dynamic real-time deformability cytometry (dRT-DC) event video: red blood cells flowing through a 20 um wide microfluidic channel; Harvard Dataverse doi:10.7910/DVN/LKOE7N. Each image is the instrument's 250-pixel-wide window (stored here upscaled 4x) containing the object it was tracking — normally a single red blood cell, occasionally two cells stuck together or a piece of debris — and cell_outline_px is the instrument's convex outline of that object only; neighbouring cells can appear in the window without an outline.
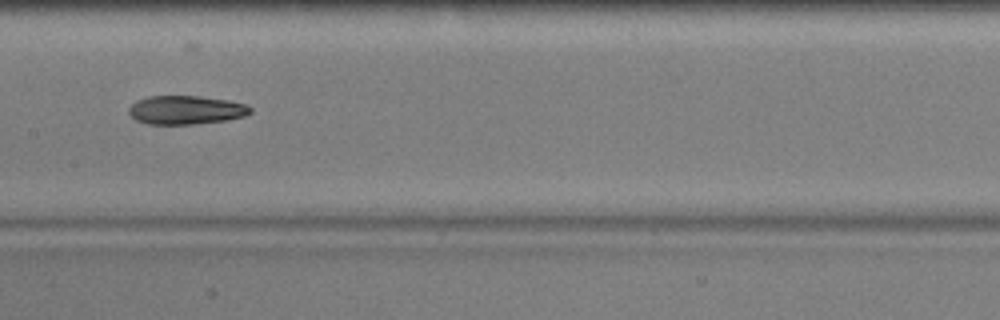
{"species": "common noctule bat (a hibernating species)", "species_latin": "Nyctalus noctula", "temperature_condition": "warm", "stored_images_in_passage": 38, "camera_frame_rate_fps": 3000, "um_per_image_px": 0.085, "animal": {"sex": "male", "body_mass_g": 17.9, "forearm_length_mm": 54.2}, "frame": {"image": 1, "passage_image": 12, "time_ms": 3.667, "image_size_px": [1000, 320], "cell_outline_px": [[252, 112], [244, 116], [228, 120], [196, 124], [148, 124], [136, 120], [128, 112], [128, 108], [136, 100], [148, 96], [200, 96], [228, 100], [248, 104], [252, 108]], "centroid_in_image_um": [15.82, 9.34], "position_along_channel_um": 191.6, "area_um2": 20.52}}
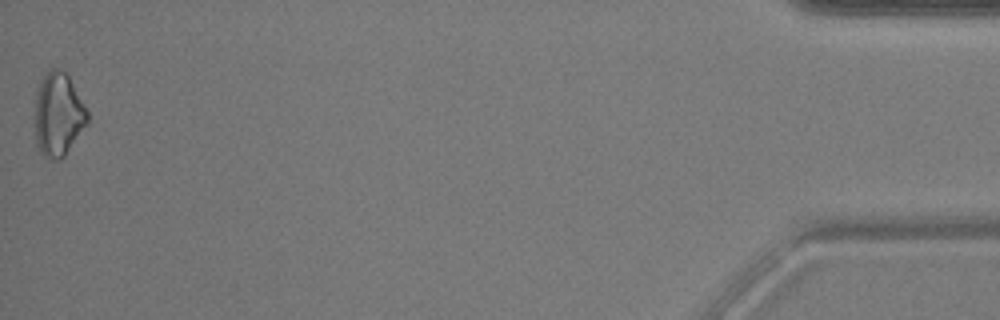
{"frame": {"image": 2, "passage_image": 38, "time_ms": 12.333, "image_size_px": [1000, 320], "cell_outline_px": [[88, 124], [64, 156], [60, 160], [56, 160], [44, 156], [40, 152], [36, 144], [36, 92], [40, 80], [48, 68], [56, 68], [64, 72], [68, 76], [88, 112]], "centroid_in_image_um": [4.95, 9.73], "position_along_channel_um": 430.2, "area_um2": 25.43}, "authors_computed_cell_mechanics": {"area_um2": 20.9814, "velocity_mm_per_s": 3.7694, "shape_relaxation_time_tau1_ms": 6.1783, "shape_relaxation_time_tau2_ms": 4.1906, "deformation_change_tau1": 0.2054, "deformation_change_tau2": 0.1394}}